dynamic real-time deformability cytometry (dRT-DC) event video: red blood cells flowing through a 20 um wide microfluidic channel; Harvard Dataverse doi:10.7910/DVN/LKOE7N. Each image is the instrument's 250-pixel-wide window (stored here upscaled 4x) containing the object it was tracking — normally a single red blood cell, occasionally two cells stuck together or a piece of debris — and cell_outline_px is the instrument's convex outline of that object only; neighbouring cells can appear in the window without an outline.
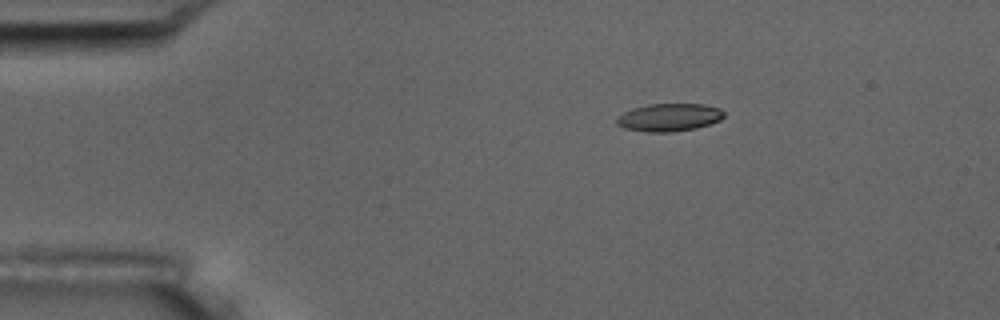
{"species": "common noctule bat (a hibernating species)", "species_latin": "Nyctalus noctula", "temperature_condition": "room temperature", "stored_images_in_passage": 5, "camera_frame_rate_fps": 3000, "um_per_image_px": 0.085, "animal": {"sex": "male", "body_mass_g": 17.5, "forearm_length_mm": 52.3}, "frame": {"image": 1, "passage_image": 3, "time_ms": 2.333, "image_size_px": [1000, 320], "cell_outline_px": [[724, 116], [720, 120], [696, 128], [672, 132], [644, 132], [624, 128], [616, 124], [616, 120], [624, 112], [632, 108], [648, 104], [704, 104], [720, 108], [724, 112]], "centroid_in_image_um": [56.87, 9.98], "position_along_channel_um": 28.1, "area_um2": 17.4}}